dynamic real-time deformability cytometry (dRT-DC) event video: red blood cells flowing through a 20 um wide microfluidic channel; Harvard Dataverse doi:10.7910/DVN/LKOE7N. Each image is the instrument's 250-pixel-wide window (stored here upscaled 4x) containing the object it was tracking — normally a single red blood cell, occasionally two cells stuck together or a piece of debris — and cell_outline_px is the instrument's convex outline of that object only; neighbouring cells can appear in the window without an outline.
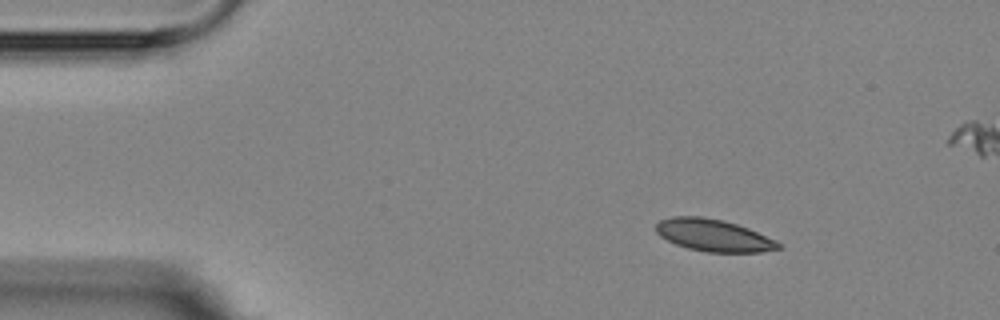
{"species": "Egyptian fruit bat (a non-hibernating species)", "species_latin": "Rousettus aegyptiacus", "temperature_condition": "room temperature", "stored_images_in_passage": 4, "segment_of_instrument_passage": [1, 2], "camera_frame_rate_fps": 3000, "um_per_image_px": 0.085, "animal": {"sex": "female"}, "frame": {"image": 1, "passage_image": 1, "time_ms": 0.0, "image_size_px": [1000, 320], "cell_outline_px": [[780, 248], [760, 252], [708, 252], [688, 248], [676, 244], [660, 236], [656, 232], [656, 224], [660, 220], [672, 216], [700, 216], [724, 220], [748, 228], [776, 240], [780, 244]], "centroid_in_image_um": [60.63, 19.99], "position_along_channel_um": 24.4, "area_um2": 22.77}}